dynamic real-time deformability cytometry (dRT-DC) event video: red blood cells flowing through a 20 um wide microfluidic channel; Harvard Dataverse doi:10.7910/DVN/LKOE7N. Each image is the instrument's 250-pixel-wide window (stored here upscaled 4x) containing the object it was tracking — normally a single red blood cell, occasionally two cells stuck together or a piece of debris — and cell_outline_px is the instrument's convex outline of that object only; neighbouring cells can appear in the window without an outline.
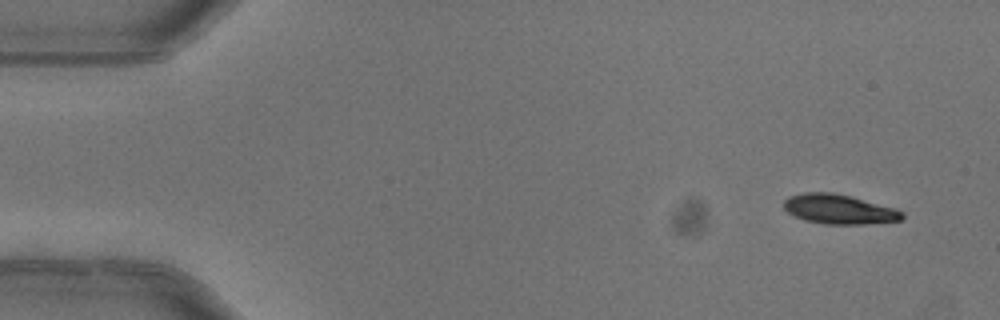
{"species": "common noctule bat (a hibernating species)", "species_latin": "Nyctalus noctula", "temperature_condition": "warm", "stored_images_in_passage": 3, "camera_frame_rate_fps": 3000, "um_per_image_px": 0.085, "animal": {"sex": "female"}, "frame": {"image": 1, "passage_image": 1, "time_ms": 0.0, "image_size_px": [1000, 320], "cell_outline_px": [[904, 216], [900, 220], [864, 224], [824, 224], [804, 220], [788, 212], [784, 208], [784, 200], [788, 196], [804, 192], [832, 192], [896, 208], [904, 212]], "centroid_in_image_um": [71.3, 17.78], "position_along_channel_um": 13.7, "area_um2": 20.29}}
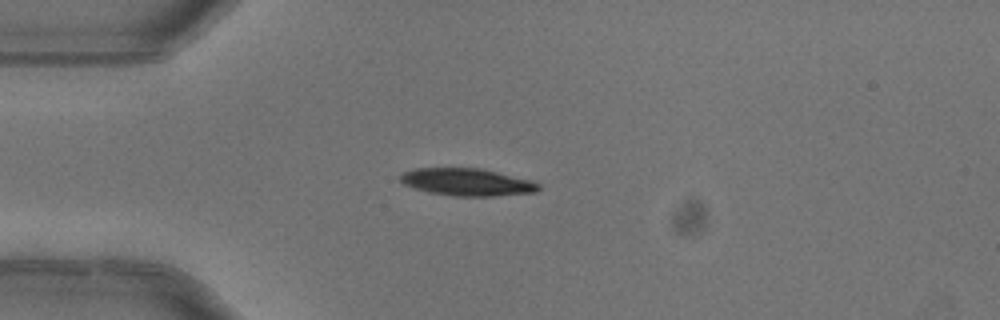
{"frame": {"image": 2, "passage_image": 3, "time_ms": 0.667, "image_size_px": [1000, 320], "cell_outline_px": [[540, 188], [536, 192], [492, 196], [456, 196], [428, 192], [404, 184], [400, 180], [400, 176], [404, 172], [412, 168], [480, 168], [532, 180], [540, 184]], "centroid_in_image_um": [39.71, 15.47], "position_along_channel_um": 45.3, "area_um2": 21.96}}